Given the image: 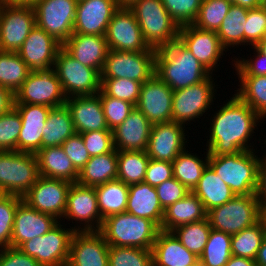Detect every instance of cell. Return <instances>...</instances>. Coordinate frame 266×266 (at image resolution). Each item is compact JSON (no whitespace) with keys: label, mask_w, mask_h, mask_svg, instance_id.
Instances as JSON below:
<instances>
[{"label":"cell","mask_w":266,"mask_h":266,"mask_svg":"<svg viewBox=\"0 0 266 266\" xmlns=\"http://www.w3.org/2000/svg\"><path fill=\"white\" fill-rule=\"evenodd\" d=\"M201 2L202 0H162L165 9L179 27L195 21Z\"/></svg>","instance_id":"obj_51"},{"label":"cell","mask_w":266,"mask_h":266,"mask_svg":"<svg viewBox=\"0 0 266 266\" xmlns=\"http://www.w3.org/2000/svg\"><path fill=\"white\" fill-rule=\"evenodd\" d=\"M100 97L105 120L110 130L120 125L135 108V105L106 95L102 90L97 94Z\"/></svg>","instance_id":"obj_50"},{"label":"cell","mask_w":266,"mask_h":266,"mask_svg":"<svg viewBox=\"0 0 266 266\" xmlns=\"http://www.w3.org/2000/svg\"><path fill=\"white\" fill-rule=\"evenodd\" d=\"M129 8L150 48L157 50L178 40L180 27L171 18L162 0H138Z\"/></svg>","instance_id":"obj_5"},{"label":"cell","mask_w":266,"mask_h":266,"mask_svg":"<svg viewBox=\"0 0 266 266\" xmlns=\"http://www.w3.org/2000/svg\"><path fill=\"white\" fill-rule=\"evenodd\" d=\"M255 195L260 202H266V158L262 156L258 163L257 189Z\"/></svg>","instance_id":"obj_59"},{"label":"cell","mask_w":266,"mask_h":266,"mask_svg":"<svg viewBox=\"0 0 266 266\" xmlns=\"http://www.w3.org/2000/svg\"><path fill=\"white\" fill-rule=\"evenodd\" d=\"M231 256V235L211 229L199 266H225Z\"/></svg>","instance_id":"obj_42"},{"label":"cell","mask_w":266,"mask_h":266,"mask_svg":"<svg viewBox=\"0 0 266 266\" xmlns=\"http://www.w3.org/2000/svg\"><path fill=\"white\" fill-rule=\"evenodd\" d=\"M39 0H0L1 3L33 6Z\"/></svg>","instance_id":"obj_64"},{"label":"cell","mask_w":266,"mask_h":266,"mask_svg":"<svg viewBox=\"0 0 266 266\" xmlns=\"http://www.w3.org/2000/svg\"><path fill=\"white\" fill-rule=\"evenodd\" d=\"M21 116L18 152L36 154L42 148L43 129L51 107L36 104H13Z\"/></svg>","instance_id":"obj_24"},{"label":"cell","mask_w":266,"mask_h":266,"mask_svg":"<svg viewBox=\"0 0 266 266\" xmlns=\"http://www.w3.org/2000/svg\"><path fill=\"white\" fill-rule=\"evenodd\" d=\"M156 51L108 50L101 79L127 78L141 82L155 74Z\"/></svg>","instance_id":"obj_11"},{"label":"cell","mask_w":266,"mask_h":266,"mask_svg":"<svg viewBox=\"0 0 266 266\" xmlns=\"http://www.w3.org/2000/svg\"><path fill=\"white\" fill-rule=\"evenodd\" d=\"M259 221L262 223L263 228L266 231V202H260Z\"/></svg>","instance_id":"obj_65"},{"label":"cell","mask_w":266,"mask_h":266,"mask_svg":"<svg viewBox=\"0 0 266 266\" xmlns=\"http://www.w3.org/2000/svg\"><path fill=\"white\" fill-rule=\"evenodd\" d=\"M231 5L232 2L228 0H202L192 25L202 30L217 32Z\"/></svg>","instance_id":"obj_45"},{"label":"cell","mask_w":266,"mask_h":266,"mask_svg":"<svg viewBox=\"0 0 266 266\" xmlns=\"http://www.w3.org/2000/svg\"><path fill=\"white\" fill-rule=\"evenodd\" d=\"M152 123L135 107L130 115L113 132V144L117 151H146Z\"/></svg>","instance_id":"obj_26"},{"label":"cell","mask_w":266,"mask_h":266,"mask_svg":"<svg viewBox=\"0 0 266 266\" xmlns=\"http://www.w3.org/2000/svg\"><path fill=\"white\" fill-rule=\"evenodd\" d=\"M66 96L56 72L30 71L21 88L14 95L13 104H36L47 107L64 105Z\"/></svg>","instance_id":"obj_14"},{"label":"cell","mask_w":266,"mask_h":266,"mask_svg":"<svg viewBox=\"0 0 266 266\" xmlns=\"http://www.w3.org/2000/svg\"><path fill=\"white\" fill-rule=\"evenodd\" d=\"M263 55L266 56V31L264 32L262 40L255 46Z\"/></svg>","instance_id":"obj_66"},{"label":"cell","mask_w":266,"mask_h":266,"mask_svg":"<svg viewBox=\"0 0 266 266\" xmlns=\"http://www.w3.org/2000/svg\"><path fill=\"white\" fill-rule=\"evenodd\" d=\"M248 9L232 4L226 17L223 19L217 36L221 45L228 48H237L244 45V29L247 21Z\"/></svg>","instance_id":"obj_38"},{"label":"cell","mask_w":266,"mask_h":266,"mask_svg":"<svg viewBox=\"0 0 266 266\" xmlns=\"http://www.w3.org/2000/svg\"><path fill=\"white\" fill-rule=\"evenodd\" d=\"M223 102L220 109L210 118V134L207 137L208 155H228L241 151L255 150L254 130L258 129L264 119L236 94ZM261 120V121H260ZM260 122V123H259ZM253 134V135H252ZM209 138V139H208ZM253 144V145H252ZM254 148V149H253Z\"/></svg>","instance_id":"obj_1"},{"label":"cell","mask_w":266,"mask_h":266,"mask_svg":"<svg viewBox=\"0 0 266 266\" xmlns=\"http://www.w3.org/2000/svg\"><path fill=\"white\" fill-rule=\"evenodd\" d=\"M81 136L90 157L106 154L114 149L112 130L90 131Z\"/></svg>","instance_id":"obj_54"},{"label":"cell","mask_w":266,"mask_h":266,"mask_svg":"<svg viewBox=\"0 0 266 266\" xmlns=\"http://www.w3.org/2000/svg\"><path fill=\"white\" fill-rule=\"evenodd\" d=\"M266 31V6L248 9L244 29V46H256Z\"/></svg>","instance_id":"obj_52"},{"label":"cell","mask_w":266,"mask_h":266,"mask_svg":"<svg viewBox=\"0 0 266 266\" xmlns=\"http://www.w3.org/2000/svg\"><path fill=\"white\" fill-rule=\"evenodd\" d=\"M62 48L83 65L102 72L108 46L105 36L73 33Z\"/></svg>","instance_id":"obj_28"},{"label":"cell","mask_w":266,"mask_h":266,"mask_svg":"<svg viewBox=\"0 0 266 266\" xmlns=\"http://www.w3.org/2000/svg\"><path fill=\"white\" fill-rule=\"evenodd\" d=\"M142 83L127 79H101V90L108 96L130 102L135 106L138 103Z\"/></svg>","instance_id":"obj_48"},{"label":"cell","mask_w":266,"mask_h":266,"mask_svg":"<svg viewBox=\"0 0 266 266\" xmlns=\"http://www.w3.org/2000/svg\"><path fill=\"white\" fill-rule=\"evenodd\" d=\"M126 212L141 218L150 219L159 228L164 216L155 187L146 182L129 186Z\"/></svg>","instance_id":"obj_30"},{"label":"cell","mask_w":266,"mask_h":266,"mask_svg":"<svg viewBox=\"0 0 266 266\" xmlns=\"http://www.w3.org/2000/svg\"><path fill=\"white\" fill-rule=\"evenodd\" d=\"M22 200L21 196L8 194L0 198V249L11 246L15 213Z\"/></svg>","instance_id":"obj_49"},{"label":"cell","mask_w":266,"mask_h":266,"mask_svg":"<svg viewBox=\"0 0 266 266\" xmlns=\"http://www.w3.org/2000/svg\"><path fill=\"white\" fill-rule=\"evenodd\" d=\"M65 226L59 222L46 234L25 241L18 248L41 266H67L71 239L76 231Z\"/></svg>","instance_id":"obj_9"},{"label":"cell","mask_w":266,"mask_h":266,"mask_svg":"<svg viewBox=\"0 0 266 266\" xmlns=\"http://www.w3.org/2000/svg\"><path fill=\"white\" fill-rule=\"evenodd\" d=\"M260 150L228 155H208V165L221 177L235 195H255Z\"/></svg>","instance_id":"obj_3"},{"label":"cell","mask_w":266,"mask_h":266,"mask_svg":"<svg viewBox=\"0 0 266 266\" xmlns=\"http://www.w3.org/2000/svg\"><path fill=\"white\" fill-rule=\"evenodd\" d=\"M188 149L183 150L172 162L173 177L182 183L190 192L197 186L204 169L208 165V154L201 158ZM201 158V159H200Z\"/></svg>","instance_id":"obj_37"},{"label":"cell","mask_w":266,"mask_h":266,"mask_svg":"<svg viewBox=\"0 0 266 266\" xmlns=\"http://www.w3.org/2000/svg\"><path fill=\"white\" fill-rule=\"evenodd\" d=\"M53 70L66 98L97 95L101 90V73L83 65L63 48L57 54Z\"/></svg>","instance_id":"obj_8"},{"label":"cell","mask_w":266,"mask_h":266,"mask_svg":"<svg viewBox=\"0 0 266 266\" xmlns=\"http://www.w3.org/2000/svg\"><path fill=\"white\" fill-rule=\"evenodd\" d=\"M39 176L35 154L0 151V189L4 194L23 197Z\"/></svg>","instance_id":"obj_7"},{"label":"cell","mask_w":266,"mask_h":266,"mask_svg":"<svg viewBox=\"0 0 266 266\" xmlns=\"http://www.w3.org/2000/svg\"><path fill=\"white\" fill-rule=\"evenodd\" d=\"M173 90L156 74L146 80L140 90L137 107L152 123L172 121Z\"/></svg>","instance_id":"obj_19"},{"label":"cell","mask_w":266,"mask_h":266,"mask_svg":"<svg viewBox=\"0 0 266 266\" xmlns=\"http://www.w3.org/2000/svg\"><path fill=\"white\" fill-rule=\"evenodd\" d=\"M35 26L33 6L0 2V51L17 52Z\"/></svg>","instance_id":"obj_13"},{"label":"cell","mask_w":266,"mask_h":266,"mask_svg":"<svg viewBox=\"0 0 266 266\" xmlns=\"http://www.w3.org/2000/svg\"><path fill=\"white\" fill-rule=\"evenodd\" d=\"M240 84L235 94L266 119V76H237Z\"/></svg>","instance_id":"obj_41"},{"label":"cell","mask_w":266,"mask_h":266,"mask_svg":"<svg viewBox=\"0 0 266 266\" xmlns=\"http://www.w3.org/2000/svg\"><path fill=\"white\" fill-rule=\"evenodd\" d=\"M266 231L259 221L255 225L231 235V253L233 256L255 260Z\"/></svg>","instance_id":"obj_44"},{"label":"cell","mask_w":266,"mask_h":266,"mask_svg":"<svg viewBox=\"0 0 266 266\" xmlns=\"http://www.w3.org/2000/svg\"><path fill=\"white\" fill-rule=\"evenodd\" d=\"M118 151L114 148L106 154L92 156L79 172L77 183L88 187H97L117 179Z\"/></svg>","instance_id":"obj_33"},{"label":"cell","mask_w":266,"mask_h":266,"mask_svg":"<svg viewBox=\"0 0 266 266\" xmlns=\"http://www.w3.org/2000/svg\"><path fill=\"white\" fill-rule=\"evenodd\" d=\"M105 39L109 50L156 51L145 42L133 11L127 7H119L114 12Z\"/></svg>","instance_id":"obj_17"},{"label":"cell","mask_w":266,"mask_h":266,"mask_svg":"<svg viewBox=\"0 0 266 266\" xmlns=\"http://www.w3.org/2000/svg\"><path fill=\"white\" fill-rule=\"evenodd\" d=\"M29 72V68L17 52L0 51V86L15 95Z\"/></svg>","instance_id":"obj_40"},{"label":"cell","mask_w":266,"mask_h":266,"mask_svg":"<svg viewBox=\"0 0 266 266\" xmlns=\"http://www.w3.org/2000/svg\"><path fill=\"white\" fill-rule=\"evenodd\" d=\"M14 103V95L3 86H0V115L8 112Z\"/></svg>","instance_id":"obj_60"},{"label":"cell","mask_w":266,"mask_h":266,"mask_svg":"<svg viewBox=\"0 0 266 266\" xmlns=\"http://www.w3.org/2000/svg\"><path fill=\"white\" fill-rule=\"evenodd\" d=\"M21 127V116L14 107L0 115V151H18Z\"/></svg>","instance_id":"obj_47"},{"label":"cell","mask_w":266,"mask_h":266,"mask_svg":"<svg viewBox=\"0 0 266 266\" xmlns=\"http://www.w3.org/2000/svg\"><path fill=\"white\" fill-rule=\"evenodd\" d=\"M35 155L40 176L77 182L79 171L65 154L62 146L41 148Z\"/></svg>","instance_id":"obj_31"},{"label":"cell","mask_w":266,"mask_h":266,"mask_svg":"<svg viewBox=\"0 0 266 266\" xmlns=\"http://www.w3.org/2000/svg\"><path fill=\"white\" fill-rule=\"evenodd\" d=\"M138 0H116L118 7H131Z\"/></svg>","instance_id":"obj_67"},{"label":"cell","mask_w":266,"mask_h":266,"mask_svg":"<svg viewBox=\"0 0 266 266\" xmlns=\"http://www.w3.org/2000/svg\"><path fill=\"white\" fill-rule=\"evenodd\" d=\"M178 40L211 74L217 72L215 68L220 66L218 62L225 57L223 55L227 50L221 45L216 31L202 30L192 24H187L180 26Z\"/></svg>","instance_id":"obj_18"},{"label":"cell","mask_w":266,"mask_h":266,"mask_svg":"<svg viewBox=\"0 0 266 266\" xmlns=\"http://www.w3.org/2000/svg\"><path fill=\"white\" fill-rule=\"evenodd\" d=\"M101 217L126 212L129 186L115 179L95 187Z\"/></svg>","instance_id":"obj_36"},{"label":"cell","mask_w":266,"mask_h":266,"mask_svg":"<svg viewBox=\"0 0 266 266\" xmlns=\"http://www.w3.org/2000/svg\"><path fill=\"white\" fill-rule=\"evenodd\" d=\"M163 209L184 198L190 191L176 178H170L155 187Z\"/></svg>","instance_id":"obj_55"},{"label":"cell","mask_w":266,"mask_h":266,"mask_svg":"<svg viewBox=\"0 0 266 266\" xmlns=\"http://www.w3.org/2000/svg\"><path fill=\"white\" fill-rule=\"evenodd\" d=\"M213 75L216 74H211L207 79L198 84L174 90L172 121L186 124L187 126L191 124V121L195 123L197 120L199 121L203 114H208L205 112H209L210 107L212 109L211 105H214L213 102L216 99V89L219 88L217 87L219 85H215L216 82H214L215 78L212 77Z\"/></svg>","instance_id":"obj_10"},{"label":"cell","mask_w":266,"mask_h":266,"mask_svg":"<svg viewBox=\"0 0 266 266\" xmlns=\"http://www.w3.org/2000/svg\"><path fill=\"white\" fill-rule=\"evenodd\" d=\"M109 266H153L152 252L143 248L109 246Z\"/></svg>","instance_id":"obj_46"},{"label":"cell","mask_w":266,"mask_h":266,"mask_svg":"<svg viewBox=\"0 0 266 266\" xmlns=\"http://www.w3.org/2000/svg\"><path fill=\"white\" fill-rule=\"evenodd\" d=\"M151 252L153 266H199V257L183 246L172 232L160 230Z\"/></svg>","instance_id":"obj_29"},{"label":"cell","mask_w":266,"mask_h":266,"mask_svg":"<svg viewBox=\"0 0 266 266\" xmlns=\"http://www.w3.org/2000/svg\"><path fill=\"white\" fill-rule=\"evenodd\" d=\"M65 104L70 111L76 133L110 130L98 95L69 97Z\"/></svg>","instance_id":"obj_27"},{"label":"cell","mask_w":266,"mask_h":266,"mask_svg":"<svg viewBox=\"0 0 266 266\" xmlns=\"http://www.w3.org/2000/svg\"><path fill=\"white\" fill-rule=\"evenodd\" d=\"M253 48V57H247L250 59L236 57L232 58V66L235 67V73L238 76H266V56L263 55L255 46ZM253 58V59H252Z\"/></svg>","instance_id":"obj_53"},{"label":"cell","mask_w":266,"mask_h":266,"mask_svg":"<svg viewBox=\"0 0 266 266\" xmlns=\"http://www.w3.org/2000/svg\"><path fill=\"white\" fill-rule=\"evenodd\" d=\"M155 74L173 91L198 84L211 75L179 40L156 50Z\"/></svg>","instance_id":"obj_2"},{"label":"cell","mask_w":266,"mask_h":266,"mask_svg":"<svg viewBox=\"0 0 266 266\" xmlns=\"http://www.w3.org/2000/svg\"><path fill=\"white\" fill-rule=\"evenodd\" d=\"M59 222L55 217L35 210L22 200L15 213L11 247L18 248L23 242L46 234Z\"/></svg>","instance_id":"obj_25"},{"label":"cell","mask_w":266,"mask_h":266,"mask_svg":"<svg viewBox=\"0 0 266 266\" xmlns=\"http://www.w3.org/2000/svg\"><path fill=\"white\" fill-rule=\"evenodd\" d=\"M256 266H266V235L255 258Z\"/></svg>","instance_id":"obj_62"},{"label":"cell","mask_w":266,"mask_h":266,"mask_svg":"<svg viewBox=\"0 0 266 266\" xmlns=\"http://www.w3.org/2000/svg\"><path fill=\"white\" fill-rule=\"evenodd\" d=\"M192 192L201 200L206 212L227 203L235 196L230 187L221 180V177L209 165L204 169L197 186Z\"/></svg>","instance_id":"obj_34"},{"label":"cell","mask_w":266,"mask_h":266,"mask_svg":"<svg viewBox=\"0 0 266 266\" xmlns=\"http://www.w3.org/2000/svg\"><path fill=\"white\" fill-rule=\"evenodd\" d=\"M225 266H256V262L250 258L232 255Z\"/></svg>","instance_id":"obj_61"},{"label":"cell","mask_w":266,"mask_h":266,"mask_svg":"<svg viewBox=\"0 0 266 266\" xmlns=\"http://www.w3.org/2000/svg\"><path fill=\"white\" fill-rule=\"evenodd\" d=\"M0 266H41L39 262L26 255L19 248L7 247L0 249Z\"/></svg>","instance_id":"obj_58"},{"label":"cell","mask_w":266,"mask_h":266,"mask_svg":"<svg viewBox=\"0 0 266 266\" xmlns=\"http://www.w3.org/2000/svg\"><path fill=\"white\" fill-rule=\"evenodd\" d=\"M206 214L201 200L193 192H189L184 198L164 209L160 230L171 232L178 226L205 219Z\"/></svg>","instance_id":"obj_32"},{"label":"cell","mask_w":266,"mask_h":266,"mask_svg":"<svg viewBox=\"0 0 266 266\" xmlns=\"http://www.w3.org/2000/svg\"><path fill=\"white\" fill-rule=\"evenodd\" d=\"M62 44L37 25L17 51L29 71H49L53 69Z\"/></svg>","instance_id":"obj_21"},{"label":"cell","mask_w":266,"mask_h":266,"mask_svg":"<svg viewBox=\"0 0 266 266\" xmlns=\"http://www.w3.org/2000/svg\"><path fill=\"white\" fill-rule=\"evenodd\" d=\"M4 195L3 191L0 189V198Z\"/></svg>","instance_id":"obj_70"},{"label":"cell","mask_w":266,"mask_h":266,"mask_svg":"<svg viewBox=\"0 0 266 266\" xmlns=\"http://www.w3.org/2000/svg\"><path fill=\"white\" fill-rule=\"evenodd\" d=\"M63 218L73 224L74 220L77 226L72 228L77 232L100 231L104 219L99 212L95 187L72 183Z\"/></svg>","instance_id":"obj_15"},{"label":"cell","mask_w":266,"mask_h":266,"mask_svg":"<svg viewBox=\"0 0 266 266\" xmlns=\"http://www.w3.org/2000/svg\"><path fill=\"white\" fill-rule=\"evenodd\" d=\"M149 160L146 151H118L117 179L128 186L144 182Z\"/></svg>","instance_id":"obj_39"},{"label":"cell","mask_w":266,"mask_h":266,"mask_svg":"<svg viewBox=\"0 0 266 266\" xmlns=\"http://www.w3.org/2000/svg\"><path fill=\"white\" fill-rule=\"evenodd\" d=\"M211 226L207 217L203 220L181 225L171 232L190 252L200 257L208 241Z\"/></svg>","instance_id":"obj_43"},{"label":"cell","mask_w":266,"mask_h":266,"mask_svg":"<svg viewBox=\"0 0 266 266\" xmlns=\"http://www.w3.org/2000/svg\"><path fill=\"white\" fill-rule=\"evenodd\" d=\"M61 146L79 172L91 158L79 133H75L69 137Z\"/></svg>","instance_id":"obj_56"},{"label":"cell","mask_w":266,"mask_h":266,"mask_svg":"<svg viewBox=\"0 0 266 266\" xmlns=\"http://www.w3.org/2000/svg\"><path fill=\"white\" fill-rule=\"evenodd\" d=\"M185 127L174 121L153 124L146 150L148 157L173 162L187 148L189 137H186Z\"/></svg>","instance_id":"obj_20"},{"label":"cell","mask_w":266,"mask_h":266,"mask_svg":"<svg viewBox=\"0 0 266 266\" xmlns=\"http://www.w3.org/2000/svg\"><path fill=\"white\" fill-rule=\"evenodd\" d=\"M71 182L39 176L22 199L35 210L51 215L62 222Z\"/></svg>","instance_id":"obj_16"},{"label":"cell","mask_w":266,"mask_h":266,"mask_svg":"<svg viewBox=\"0 0 266 266\" xmlns=\"http://www.w3.org/2000/svg\"><path fill=\"white\" fill-rule=\"evenodd\" d=\"M263 141H264V143H262V144H265V145H266V138H265ZM264 153H265V154H264L263 156L266 158V150H265Z\"/></svg>","instance_id":"obj_69"},{"label":"cell","mask_w":266,"mask_h":266,"mask_svg":"<svg viewBox=\"0 0 266 266\" xmlns=\"http://www.w3.org/2000/svg\"><path fill=\"white\" fill-rule=\"evenodd\" d=\"M75 133L74 123L66 104L51 107L43 129L42 148L61 146Z\"/></svg>","instance_id":"obj_35"},{"label":"cell","mask_w":266,"mask_h":266,"mask_svg":"<svg viewBox=\"0 0 266 266\" xmlns=\"http://www.w3.org/2000/svg\"><path fill=\"white\" fill-rule=\"evenodd\" d=\"M159 231L150 219L123 212L107 216L99 232L109 246L151 250Z\"/></svg>","instance_id":"obj_4"},{"label":"cell","mask_w":266,"mask_h":266,"mask_svg":"<svg viewBox=\"0 0 266 266\" xmlns=\"http://www.w3.org/2000/svg\"><path fill=\"white\" fill-rule=\"evenodd\" d=\"M231 1L232 4L242 6L247 9H253L262 6L259 3V0H228Z\"/></svg>","instance_id":"obj_63"},{"label":"cell","mask_w":266,"mask_h":266,"mask_svg":"<svg viewBox=\"0 0 266 266\" xmlns=\"http://www.w3.org/2000/svg\"><path fill=\"white\" fill-rule=\"evenodd\" d=\"M259 3L263 6H266V0H259Z\"/></svg>","instance_id":"obj_68"},{"label":"cell","mask_w":266,"mask_h":266,"mask_svg":"<svg viewBox=\"0 0 266 266\" xmlns=\"http://www.w3.org/2000/svg\"><path fill=\"white\" fill-rule=\"evenodd\" d=\"M116 0H81L77 3L73 33L105 36Z\"/></svg>","instance_id":"obj_23"},{"label":"cell","mask_w":266,"mask_h":266,"mask_svg":"<svg viewBox=\"0 0 266 266\" xmlns=\"http://www.w3.org/2000/svg\"><path fill=\"white\" fill-rule=\"evenodd\" d=\"M67 266H109V245L99 231L75 232Z\"/></svg>","instance_id":"obj_22"},{"label":"cell","mask_w":266,"mask_h":266,"mask_svg":"<svg viewBox=\"0 0 266 266\" xmlns=\"http://www.w3.org/2000/svg\"><path fill=\"white\" fill-rule=\"evenodd\" d=\"M260 200L256 195H235L230 201L207 211L212 229L230 235L259 222Z\"/></svg>","instance_id":"obj_6"},{"label":"cell","mask_w":266,"mask_h":266,"mask_svg":"<svg viewBox=\"0 0 266 266\" xmlns=\"http://www.w3.org/2000/svg\"><path fill=\"white\" fill-rule=\"evenodd\" d=\"M76 0H39L34 5L36 25L62 45L73 34Z\"/></svg>","instance_id":"obj_12"},{"label":"cell","mask_w":266,"mask_h":266,"mask_svg":"<svg viewBox=\"0 0 266 266\" xmlns=\"http://www.w3.org/2000/svg\"><path fill=\"white\" fill-rule=\"evenodd\" d=\"M170 178H173L172 162L154 159L149 160L144 182L152 187H157Z\"/></svg>","instance_id":"obj_57"}]
</instances>
